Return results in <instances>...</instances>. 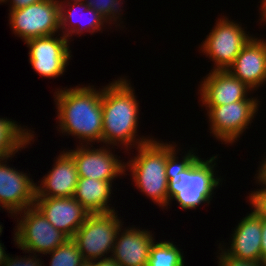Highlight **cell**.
I'll use <instances>...</instances> for the list:
<instances>
[{
  "label": "cell",
  "instance_id": "6da1fadb",
  "mask_svg": "<svg viewBox=\"0 0 266 266\" xmlns=\"http://www.w3.org/2000/svg\"><path fill=\"white\" fill-rule=\"evenodd\" d=\"M55 93L61 132L77 136L80 142L87 144L102 142V89L96 91L92 86H76Z\"/></svg>",
  "mask_w": 266,
  "mask_h": 266
},
{
  "label": "cell",
  "instance_id": "7a4b0ae2",
  "mask_svg": "<svg viewBox=\"0 0 266 266\" xmlns=\"http://www.w3.org/2000/svg\"><path fill=\"white\" fill-rule=\"evenodd\" d=\"M134 91L125 78L115 80L102 89V142L113 146L124 145L127 150L132 145L139 146L152 140L135 137L138 136L139 102Z\"/></svg>",
  "mask_w": 266,
  "mask_h": 266
},
{
  "label": "cell",
  "instance_id": "3957f363",
  "mask_svg": "<svg viewBox=\"0 0 266 266\" xmlns=\"http://www.w3.org/2000/svg\"><path fill=\"white\" fill-rule=\"evenodd\" d=\"M137 156L129 160L125 169H130L136 187L161 208L168 207V180L166 177L167 143L155 139L139 145Z\"/></svg>",
  "mask_w": 266,
  "mask_h": 266
},
{
  "label": "cell",
  "instance_id": "277c9868",
  "mask_svg": "<svg viewBox=\"0 0 266 266\" xmlns=\"http://www.w3.org/2000/svg\"><path fill=\"white\" fill-rule=\"evenodd\" d=\"M216 158L217 156H213L208 160H202L197 157L180 173L179 182L168 183V205L171 199L176 200L185 210L196 209L205 202L209 204L213 191L221 180L214 174Z\"/></svg>",
  "mask_w": 266,
  "mask_h": 266
},
{
  "label": "cell",
  "instance_id": "5b68a950",
  "mask_svg": "<svg viewBox=\"0 0 266 266\" xmlns=\"http://www.w3.org/2000/svg\"><path fill=\"white\" fill-rule=\"evenodd\" d=\"M117 216L116 212L90 214L74 234L72 240L84 261L109 258L106 255L112 253L117 233L123 227Z\"/></svg>",
  "mask_w": 266,
  "mask_h": 266
},
{
  "label": "cell",
  "instance_id": "8992f818",
  "mask_svg": "<svg viewBox=\"0 0 266 266\" xmlns=\"http://www.w3.org/2000/svg\"><path fill=\"white\" fill-rule=\"evenodd\" d=\"M21 214L23 216L21 220H17L19 222L15 226L14 241L18 248L26 253L47 254L69 239L57 230L35 206L22 210Z\"/></svg>",
  "mask_w": 266,
  "mask_h": 266
},
{
  "label": "cell",
  "instance_id": "52a82bcc",
  "mask_svg": "<svg viewBox=\"0 0 266 266\" xmlns=\"http://www.w3.org/2000/svg\"><path fill=\"white\" fill-rule=\"evenodd\" d=\"M9 22L13 32L24 43L33 38L54 35L60 31L59 4L56 0H42L22 9L11 10Z\"/></svg>",
  "mask_w": 266,
  "mask_h": 266
},
{
  "label": "cell",
  "instance_id": "ba28073f",
  "mask_svg": "<svg viewBox=\"0 0 266 266\" xmlns=\"http://www.w3.org/2000/svg\"><path fill=\"white\" fill-rule=\"evenodd\" d=\"M201 45V50L215 62L213 70H227L252 36L227 17L218 19Z\"/></svg>",
  "mask_w": 266,
  "mask_h": 266
},
{
  "label": "cell",
  "instance_id": "9c48e42d",
  "mask_svg": "<svg viewBox=\"0 0 266 266\" xmlns=\"http://www.w3.org/2000/svg\"><path fill=\"white\" fill-rule=\"evenodd\" d=\"M258 102L237 101L221 106H205L210 122V133L225 144H233L257 114Z\"/></svg>",
  "mask_w": 266,
  "mask_h": 266
},
{
  "label": "cell",
  "instance_id": "30bf717a",
  "mask_svg": "<svg viewBox=\"0 0 266 266\" xmlns=\"http://www.w3.org/2000/svg\"><path fill=\"white\" fill-rule=\"evenodd\" d=\"M54 36L33 38L25 42L30 49L31 66L39 75L49 79L63 75L71 58L68 38Z\"/></svg>",
  "mask_w": 266,
  "mask_h": 266
},
{
  "label": "cell",
  "instance_id": "8fae6325",
  "mask_svg": "<svg viewBox=\"0 0 266 266\" xmlns=\"http://www.w3.org/2000/svg\"><path fill=\"white\" fill-rule=\"evenodd\" d=\"M82 145L76 150L67 151L74 159L79 178H92L95 180L113 182L114 178L124 175L125 163L118 160L110 151V147L91 148ZM90 148V149H89Z\"/></svg>",
  "mask_w": 266,
  "mask_h": 266
},
{
  "label": "cell",
  "instance_id": "7c38bea8",
  "mask_svg": "<svg viewBox=\"0 0 266 266\" xmlns=\"http://www.w3.org/2000/svg\"><path fill=\"white\" fill-rule=\"evenodd\" d=\"M5 160L0 159V204L12 216L19 215L22 210L34 206L37 185L26 173L7 166Z\"/></svg>",
  "mask_w": 266,
  "mask_h": 266
},
{
  "label": "cell",
  "instance_id": "4fadbf2b",
  "mask_svg": "<svg viewBox=\"0 0 266 266\" xmlns=\"http://www.w3.org/2000/svg\"><path fill=\"white\" fill-rule=\"evenodd\" d=\"M203 80L199 91L202 104L205 106H221L237 101H258L257 98L246 97L252 89L227 70L212 69Z\"/></svg>",
  "mask_w": 266,
  "mask_h": 266
},
{
  "label": "cell",
  "instance_id": "5bb4252c",
  "mask_svg": "<svg viewBox=\"0 0 266 266\" xmlns=\"http://www.w3.org/2000/svg\"><path fill=\"white\" fill-rule=\"evenodd\" d=\"M34 206L59 231L72 239L77 230L90 215L74 197H36Z\"/></svg>",
  "mask_w": 266,
  "mask_h": 266
},
{
  "label": "cell",
  "instance_id": "9a60e30c",
  "mask_svg": "<svg viewBox=\"0 0 266 266\" xmlns=\"http://www.w3.org/2000/svg\"><path fill=\"white\" fill-rule=\"evenodd\" d=\"M227 71L252 90L266 84V40L251 37Z\"/></svg>",
  "mask_w": 266,
  "mask_h": 266
},
{
  "label": "cell",
  "instance_id": "2e32d148",
  "mask_svg": "<svg viewBox=\"0 0 266 266\" xmlns=\"http://www.w3.org/2000/svg\"><path fill=\"white\" fill-rule=\"evenodd\" d=\"M121 230L120 228L117 233L110 258L118 266H147L150 249L155 240L151 232L135 227L125 228L123 232Z\"/></svg>",
  "mask_w": 266,
  "mask_h": 266
},
{
  "label": "cell",
  "instance_id": "e0dca14e",
  "mask_svg": "<svg viewBox=\"0 0 266 266\" xmlns=\"http://www.w3.org/2000/svg\"><path fill=\"white\" fill-rule=\"evenodd\" d=\"M62 152L56 157L52 171L50 170L43 177L40 186H36V197L68 198L74 196L79 178L76 163L67 151Z\"/></svg>",
  "mask_w": 266,
  "mask_h": 266
},
{
  "label": "cell",
  "instance_id": "ac0fdd59",
  "mask_svg": "<svg viewBox=\"0 0 266 266\" xmlns=\"http://www.w3.org/2000/svg\"><path fill=\"white\" fill-rule=\"evenodd\" d=\"M233 232L231 246L224 252L238 260L261 261V217L252 211Z\"/></svg>",
  "mask_w": 266,
  "mask_h": 266
},
{
  "label": "cell",
  "instance_id": "d6986e66",
  "mask_svg": "<svg viewBox=\"0 0 266 266\" xmlns=\"http://www.w3.org/2000/svg\"><path fill=\"white\" fill-rule=\"evenodd\" d=\"M56 2L59 4L60 28H62L60 30H62L61 32L63 36L67 37L68 40L70 39L69 37L72 36V34L74 33L78 35L79 34L81 35V33L83 34V29L85 31V28H86V32L93 34L95 32L101 31L102 27L104 26V23H109L102 15L96 12L92 7H89L88 3L85 0H76L73 2V4H71L70 1H67L66 3V1L62 2V1L56 0ZM68 6H69L68 8L69 10L68 9L66 10ZM79 7L80 9L82 8L81 11H83V12H80L82 13L80 14V16L82 15L83 18L85 17L86 19L85 18L84 19L86 21H84L83 18H79L80 20H78L77 16L79 15V12L77 11V8ZM82 21L87 24L83 23L84 25L83 26ZM63 29L65 30L63 31Z\"/></svg>",
  "mask_w": 266,
  "mask_h": 266
},
{
  "label": "cell",
  "instance_id": "ffe728a7",
  "mask_svg": "<svg viewBox=\"0 0 266 266\" xmlns=\"http://www.w3.org/2000/svg\"><path fill=\"white\" fill-rule=\"evenodd\" d=\"M112 183L109 181L95 180L92 178H78L74 198L90 214L115 212L108 205L111 197Z\"/></svg>",
  "mask_w": 266,
  "mask_h": 266
},
{
  "label": "cell",
  "instance_id": "44dd1931",
  "mask_svg": "<svg viewBox=\"0 0 266 266\" xmlns=\"http://www.w3.org/2000/svg\"><path fill=\"white\" fill-rule=\"evenodd\" d=\"M33 137L34 134L30 130L18 126L16 121L0 118V159L8 160L9 157L15 156V153L31 144Z\"/></svg>",
  "mask_w": 266,
  "mask_h": 266
},
{
  "label": "cell",
  "instance_id": "7402d4cb",
  "mask_svg": "<svg viewBox=\"0 0 266 266\" xmlns=\"http://www.w3.org/2000/svg\"><path fill=\"white\" fill-rule=\"evenodd\" d=\"M172 242H153L147 266H184L183 254Z\"/></svg>",
  "mask_w": 266,
  "mask_h": 266
},
{
  "label": "cell",
  "instance_id": "603a6c76",
  "mask_svg": "<svg viewBox=\"0 0 266 266\" xmlns=\"http://www.w3.org/2000/svg\"><path fill=\"white\" fill-rule=\"evenodd\" d=\"M47 254H51L50 266H78L84 262L77 244L72 239Z\"/></svg>",
  "mask_w": 266,
  "mask_h": 266
},
{
  "label": "cell",
  "instance_id": "cb8c5ba5",
  "mask_svg": "<svg viewBox=\"0 0 266 266\" xmlns=\"http://www.w3.org/2000/svg\"><path fill=\"white\" fill-rule=\"evenodd\" d=\"M175 147L167 143V162H166V177L168 183H176L180 181V173L184 171L198 156L189 150L185 156L182 157L181 162L176 156ZM193 153V154H192Z\"/></svg>",
  "mask_w": 266,
  "mask_h": 266
},
{
  "label": "cell",
  "instance_id": "d4e9b609",
  "mask_svg": "<svg viewBox=\"0 0 266 266\" xmlns=\"http://www.w3.org/2000/svg\"><path fill=\"white\" fill-rule=\"evenodd\" d=\"M89 7H92L96 12L102 15L107 21L110 22L116 21L119 19V15L122 9H119L121 6V0H85ZM119 11V12H118ZM117 14V15H116Z\"/></svg>",
  "mask_w": 266,
  "mask_h": 266
},
{
  "label": "cell",
  "instance_id": "484cf974",
  "mask_svg": "<svg viewBox=\"0 0 266 266\" xmlns=\"http://www.w3.org/2000/svg\"><path fill=\"white\" fill-rule=\"evenodd\" d=\"M250 205L253 206L254 212L260 216L266 218V187L263 189H257L249 195Z\"/></svg>",
  "mask_w": 266,
  "mask_h": 266
},
{
  "label": "cell",
  "instance_id": "4316f807",
  "mask_svg": "<svg viewBox=\"0 0 266 266\" xmlns=\"http://www.w3.org/2000/svg\"><path fill=\"white\" fill-rule=\"evenodd\" d=\"M220 250L222 252L217 256L220 260L218 266H262L261 261H244L232 258L223 251L222 246Z\"/></svg>",
  "mask_w": 266,
  "mask_h": 266
},
{
  "label": "cell",
  "instance_id": "83f0119b",
  "mask_svg": "<svg viewBox=\"0 0 266 266\" xmlns=\"http://www.w3.org/2000/svg\"><path fill=\"white\" fill-rule=\"evenodd\" d=\"M35 255V256H34ZM33 256H28V258L25 256V258H17L15 257H8L6 262L3 266H42L43 263H41L40 259H36L37 255L34 254ZM40 260V261H39Z\"/></svg>",
  "mask_w": 266,
  "mask_h": 266
},
{
  "label": "cell",
  "instance_id": "f1b7e54d",
  "mask_svg": "<svg viewBox=\"0 0 266 266\" xmlns=\"http://www.w3.org/2000/svg\"><path fill=\"white\" fill-rule=\"evenodd\" d=\"M261 261L266 260V218L261 217Z\"/></svg>",
  "mask_w": 266,
  "mask_h": 266
},
{
  "label": "cell",
  "instance_id": "f546056e",
  "mask_svg": "<svg viewBox=\"0 0 266 266\" xmlns=\"http://www.w3.org/2000/svg\"><path fill=\"white\" fill-rule=\"evenodd\" d=\"M8 0H6L7 2ZM42 0H10V11L16 10V9H22L25 8L31 4H35L37 2H40Z\"/></svg>",
  "mask_w": 266,
  "mask_h": 266
},
{
  "label": "cell",
  "instance_id": "4dcf8cb0",
  "mask_svg": "<svg viewBox=\"0 0 266 266\" xmlns=\"http://www.w3.org/2000/svg\"><path fill=\"white\" fill-rule=\"evenodd\" d=\"M260 165L258 173L256 174L258 179L256 181H258L257 183H259V185L261 184L263 188L266 187V159L264 161L262 160V164Z\"/></svg>",
  "mask_w": 266,
  "mask_h": 266
},
{
  "label": "cell",
  "instance_id": "1f68e13d",
  "mask_svg": "<svg viewBox=\"0 0 266 266\" xmlns=\"http://www.w3.org/2000/svg\"><path fill=\"white\" fill-rule=\"evenodd\" d=\"M90 266H118L112 258L101 259L97 261H90Z\"/></svg>",
  "mask_w": 266,
  "mask_h": 266
},
{
  "label": "cell",
  "instance_id": "d6a6232c",
  "mask_svg": "<svg viewBox=\"0 0 266 266\" xmlns=\"http://www.w3.org/2000/svg\"><path fill=\"white\" fill-rule=\"evenodd\" d=\"M4 245L0 243V266H3L6 260L8 259V255L5 253V247Z\"/></svg>",
  "mask_w": 266,
  "mask_h": 266
},
{
  "label": "cell",
  "instance_id": "836d02e7",
  "mask_svg": "<svg viewBox=\"0 0 266 266\" xmlns=\"http://www.w3.org/2000/svg\"><path fill=\"white\" fill-rule=\"evenodd\" d=\"M261 12V19L262 21H265L266 22V0H262L261 1V9H260Z\"/></svg>",
  "mask_w": 266,
  "mask_h": 266
},
{
  "label": "cell",
  "instance_id": "e575fe53",
  "mask_svg": "<svg viewBox=\"0 0 266 266\" xmlns=\"http://www.w3.org/2000/svg\"><path fill=\"white\" fill-rule=\"evenodd\" d=\"M78 266H90V261H84Z\"/></svg>",
  "mask_w": 266,
  "mask_h": 266
},
{
  "label": "cell",
  "instance_id": "d590c367",
  "mask_svg": "<svg viewBox=\"0 0 266 266\" xmlns=\"http://www.w3.org/2000/svg\"><path fill=\"white\" fill-rule=\"evenodd\" d=\"M262 262V266H266V260L261 261Z\"/></svg>",
  "mask_w": 266,
  "mask_h": 266
},
{
  "label": "cell",
  "instance_id": "8d00e7d4",
  "mask_svg": "<svg viewBox=\"0 0 266 266\" xmlns=\"http://www.w3.org/2000/svg\"><path fill=\"white\" fill-rule=\"evenodd\" d=\"M2 229H3V227H2V225H0V236L2 234Z\"/></svg>",
  "mask_w": 266,
  "mask_h": 266
}]
</instances>
